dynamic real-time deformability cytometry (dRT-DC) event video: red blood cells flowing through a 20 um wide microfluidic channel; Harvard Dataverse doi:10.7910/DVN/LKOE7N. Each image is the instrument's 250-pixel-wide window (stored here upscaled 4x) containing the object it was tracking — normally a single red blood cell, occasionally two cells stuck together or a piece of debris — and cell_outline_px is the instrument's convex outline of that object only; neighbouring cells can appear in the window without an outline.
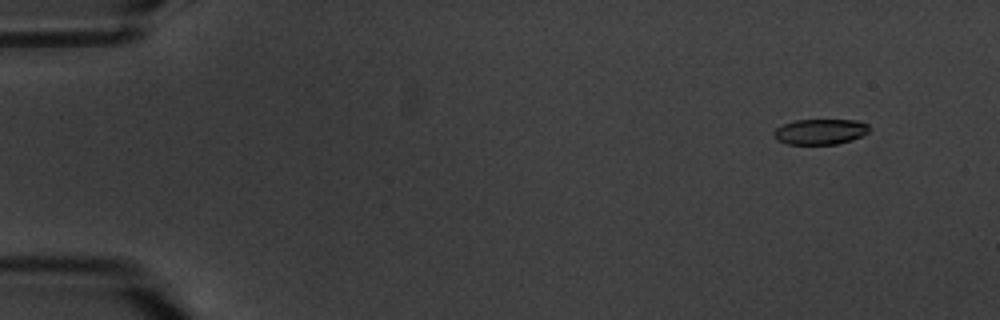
{"species": "common noctule bat (a hibernating species)", "species_latin": "Nyctalus noctula", "temperature_condition": "warm", "stored_images_in_passage": 6, "camera_frame_rate_fps": 3000, "um_per_image_px": 0.085, "animal": {"sex": "male", "body_mass_g": 20.1, "forearm_length_mm": 53.5}, "frame": {"image": 1, "passage_image": 2, "time_ms": 1.0, "image_size_px": [1000, 320], "cell_outline_px": [[872, 128], [868, 132], [852, 140], [836, 144], [788, 144], [776, 140], [772, 136], [772, 132], [776, 128], [784, 124], [796, 120], [860, 120], [868, 124]], "centroid_in_image_um": [69.72, 11.19], "position_along_channel_um": 15.3, "area_um2": 14.33}}
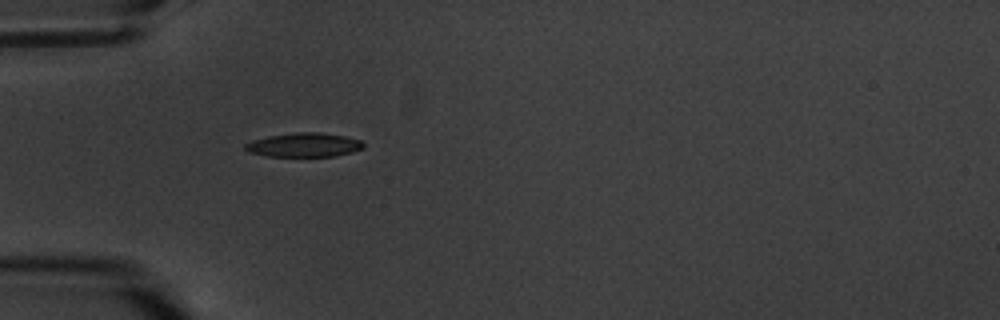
{"frame": {"image": 2, "passage_image": 6, "time_ms": 5.667, "image_size_px": [1000, 320], "cell_outline_px": [[364, 148], [352, 152], [336, 156], [268, 156], [248, 152], [244, 148], [244, 144], [252, 140], [268, 136], [296, 132], [320, 132], [344, 136], [360, 140], [364, 144]], "centroid_in_image_um": [25.83, 12.32], "position_along_channel_um": 59.2, "area_um2": 16.59}}